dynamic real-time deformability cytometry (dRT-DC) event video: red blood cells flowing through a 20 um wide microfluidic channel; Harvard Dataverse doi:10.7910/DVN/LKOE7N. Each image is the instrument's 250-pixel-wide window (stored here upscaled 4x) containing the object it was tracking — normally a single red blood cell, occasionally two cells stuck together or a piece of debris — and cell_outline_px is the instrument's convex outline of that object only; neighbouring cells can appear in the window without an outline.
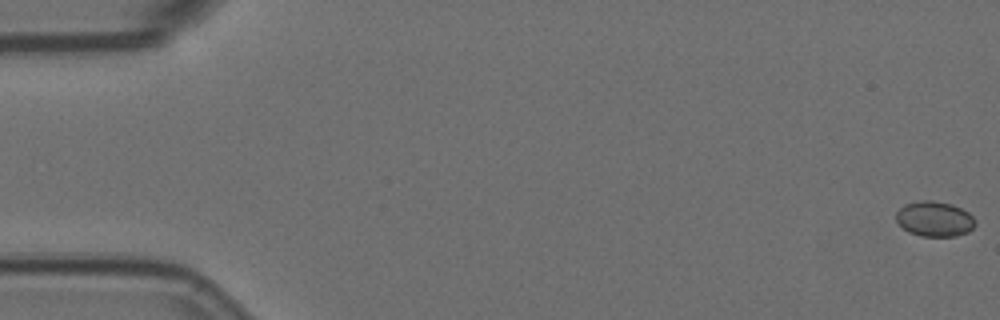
{"species": "Egyptian fruit bat (a non-hibernating species)", "species_latin": "Rousettus aegyptiacus", "temperature_condition": "room temperature", "stored_images_in_passage": 4, "camera_frame_rate_fps": 3000, "um_per_image_px": 0.085, "animal": {"sex": "female"}, "frame": {"image": 1, "passage_image": 1, "time_ms": 0.0, "image_size_px": [1000, 320], "cell_outline_px": [[976, 224], [968, 232], [956, 236], [920, 236], [908, 232], [896, 220], [896, 212], [904, 204], [920, 200], [932, 200], [952, 204], [968, 212], [976, 220]], "centroid_in_image_um": [79.44, 18.6], "position_along_channel_um": 5.6, "area_um2": 16.3}}